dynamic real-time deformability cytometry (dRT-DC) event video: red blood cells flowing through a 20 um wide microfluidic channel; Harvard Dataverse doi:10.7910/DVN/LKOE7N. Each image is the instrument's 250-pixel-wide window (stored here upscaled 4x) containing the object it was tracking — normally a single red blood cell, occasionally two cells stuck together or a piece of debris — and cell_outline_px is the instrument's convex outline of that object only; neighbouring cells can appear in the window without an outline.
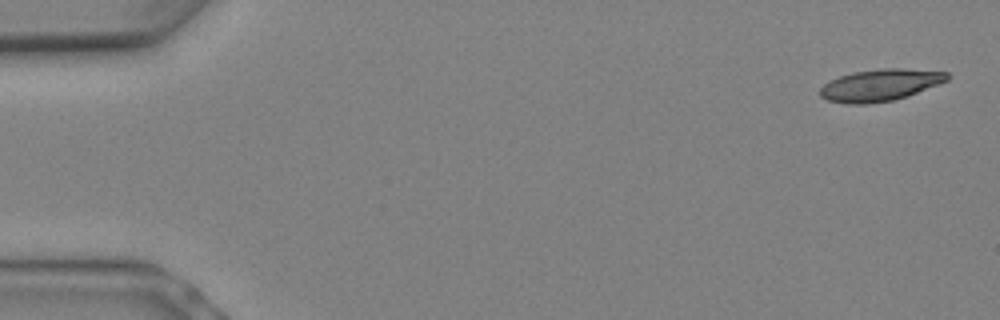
{"species": "Egyptian fruit bat (a non-hibernating species)", "species_latin": "Rousettus aegyptiacus", "temperature_condition": "warm", "stored_images_in_passage": 8, "camera_frame_rate_fps": 3000, "um_per_image_px": 0.085, "animal": {"sex": "female"}, "frame": {"image": 1, "passage_image": 1, "time_ms": 0.0, "image_size_px": [1000, 320], "cell_outline_px": [[948, 80], [940, 84], [908, 96], [892, 100], [868, 104], [848, 104], [828, 100], [820, 96], [820, 88], [828, 80], [852, 72], [884, 68], [900, 68], [948, 72]], "centroid_in_image_um": [74.8, 7.23], "position_along_channel_um": 10.2, "area_um2": 23.64}}
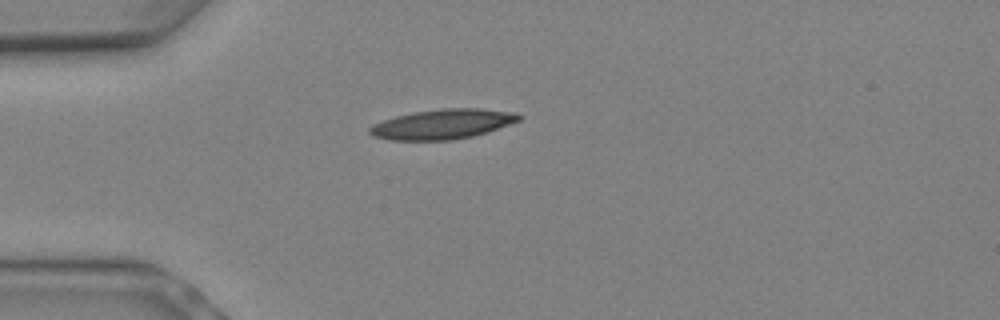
{"frame": {"image": 2, "passage_image": 6, "time_ms": 1.667, "image_size_px": [1000, 320], "cell_outline_px": [[524, 116], [520, 120], [472, 136], [452, 140], [388, 140], [372, 136], [368, 132], [368, 128], [372, 124], [396, 116], [412, 112], [440, 108], [480, 108], [516, 112]], "centroid_in_image_um": [37.58, 10.54], "position_along_channel_um": 47.4, "area_um2": 26.01}}
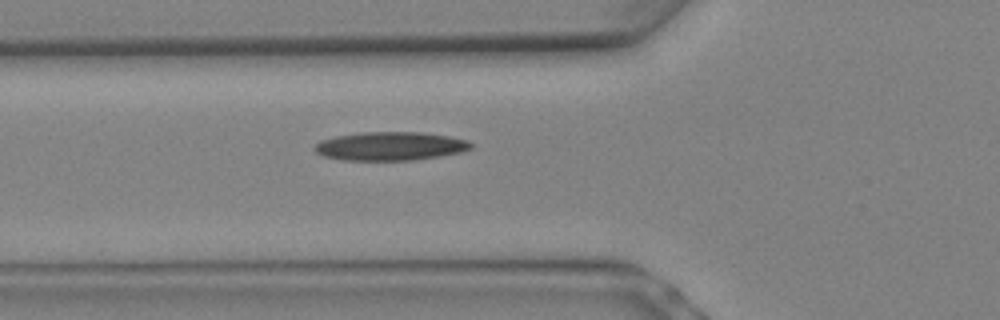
{"frame": {"image": 3, "passage_image": 8, "time_ms": 2.333, "image_size_px": [1000, 320], "cell_outline_px": [[472, 148], [460, 152], [440, 156], [412, 160], [340, 160], [324, 156], [316, 152], [312, 148], [320, 140], [336, 136], [360, 132], [420, 132], [448, 136], [468, 140], [472, 144]], "centroid_in_image_um": [33.14, 12.42], "position_along_channel_um": 92.7, "area_um2": 26.07}}